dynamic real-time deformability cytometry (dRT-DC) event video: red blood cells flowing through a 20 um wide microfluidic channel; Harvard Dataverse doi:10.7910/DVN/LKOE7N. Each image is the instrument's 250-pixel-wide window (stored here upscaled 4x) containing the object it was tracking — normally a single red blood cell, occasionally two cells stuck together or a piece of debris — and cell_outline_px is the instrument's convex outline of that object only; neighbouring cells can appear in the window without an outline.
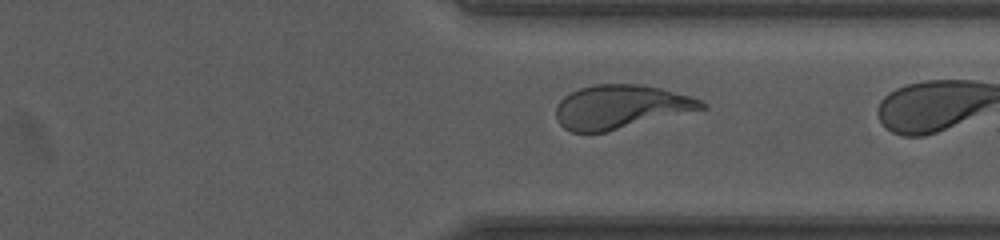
{"species": "human", "species_latin": "Homo sapiens", "temperature_condition": "room temperature", "stored_images_in_passage": 38, "camera_frame_rate_fps": 3000, "um_per_image_px": 0.085, "donor": {"sex": "female"}, "frame": {"image": 1, "passage_image": 37, "time_ms": 12.0, "image_size_px": [1000, 240], "cell_outline_px": [[708, 108], [604, 132], [572, 132], [564, 128], [560, 124], [556, 116], [556, 108], [560, 100], [564, 96], [580, 88], [596, 84], [640, 84], [660, 88], [688, 96], [700, 100], [708, 104]], "centroid_in_image_um": [52.76, 9.08], "position_along_channel_um": 358.6, "area_um2": 36.76}}